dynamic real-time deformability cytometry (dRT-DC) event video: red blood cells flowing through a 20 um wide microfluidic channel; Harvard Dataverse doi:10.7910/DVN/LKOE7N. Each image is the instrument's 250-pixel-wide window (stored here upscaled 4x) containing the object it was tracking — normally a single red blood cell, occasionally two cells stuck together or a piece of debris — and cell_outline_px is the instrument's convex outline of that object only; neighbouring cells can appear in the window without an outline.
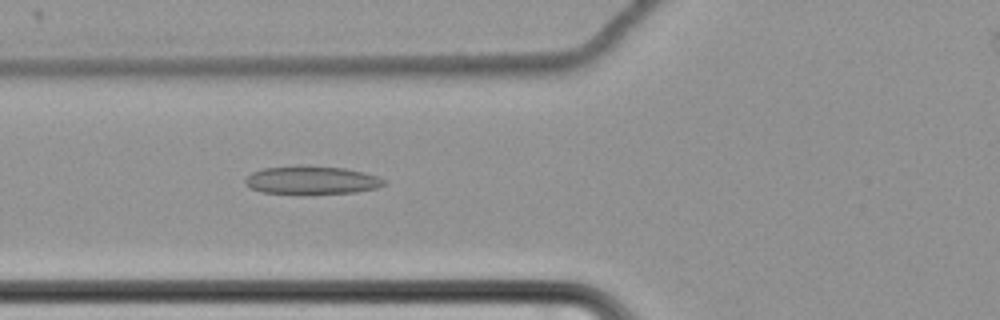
{"species": "common noctule bat (a hibernating species)", "species_latin": "Nyctalus noctula", "temperature_condition": "cold", "stored_images_in_passage": 59, "camera_frame_rate_fps": 3000, "um_per_image_px": 0.085, "animal": {"sex": "female", "body_mass_g": 22.7, "forearm_length_mm": 54.2}, "frame": {"image": 1, "passage_image": 27, "time_ms": 8.667, "image_size_px": [1000, 320], "cell_outline_px": [[388, 184], [376, 188], [356, 192], [304, 196], [300, 196], [260, 192], [244, 184], [244, 180], [252, 172], [264, 168], [300, 164], [304, 164], [344, 168], [364, 172], [380, 176], [388, 180]], "centroid_in_image_um": [26.52, 15.33], "position_along_channel_um": 99.3, "area_um2": 24.16}}
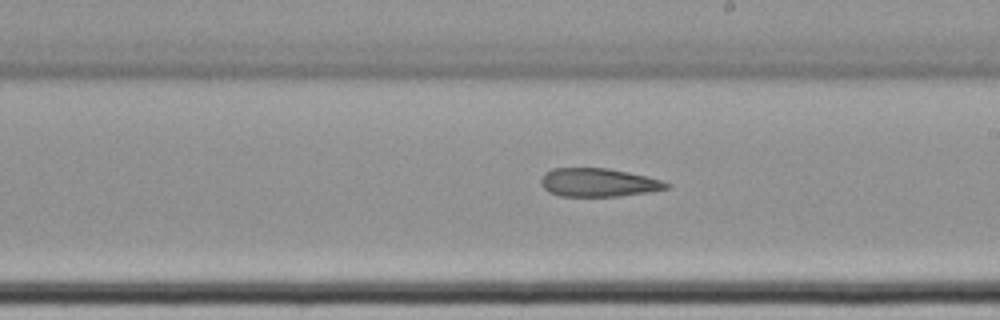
{"frame": {"image": 2, "passage_image": 39, "time_ms": 12.667, "image_size_px": [1000, 320], "cell_outline_px": [[672, 184], [668, 188], [648, 192], [620, 196], [560, 196], [548, 192], [540, 184], [540, 180], [544, 172], [552, 168], [608, 168], [648, 176]], "centroid_in_image_um": [50.84, 15.51], "position_along_channel_um": 238.2, "area_um2": 20.92}}
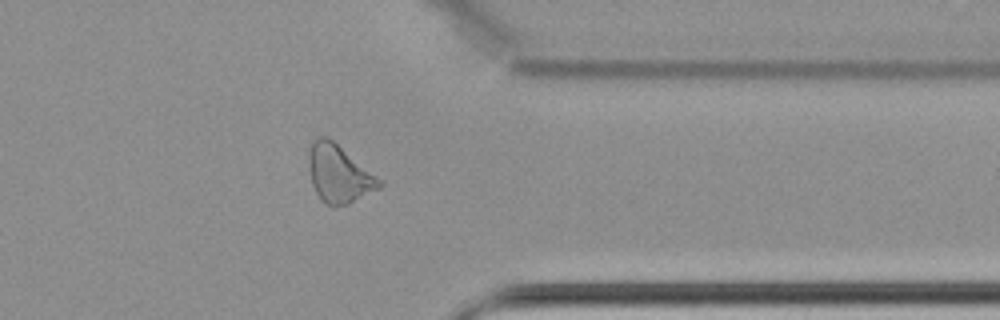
{"frame": {"image": 3, "passage_image": 52, "time_ms": 17.0, "image_size_px": [1000, 320], "cell_outline_px": [[384, 184], [380, 188], [348, 204], [332, 208], [324, 204], [320, 200], [312, 184], [308, 164], [308, 160], [312, 140], [320, 136], [324, 136], [332, 140], [380, 180]], "centroid_in_image_um": [28.76, 14.82], "position_along_channel_um": 382.6, "area_um2": 23.41}}